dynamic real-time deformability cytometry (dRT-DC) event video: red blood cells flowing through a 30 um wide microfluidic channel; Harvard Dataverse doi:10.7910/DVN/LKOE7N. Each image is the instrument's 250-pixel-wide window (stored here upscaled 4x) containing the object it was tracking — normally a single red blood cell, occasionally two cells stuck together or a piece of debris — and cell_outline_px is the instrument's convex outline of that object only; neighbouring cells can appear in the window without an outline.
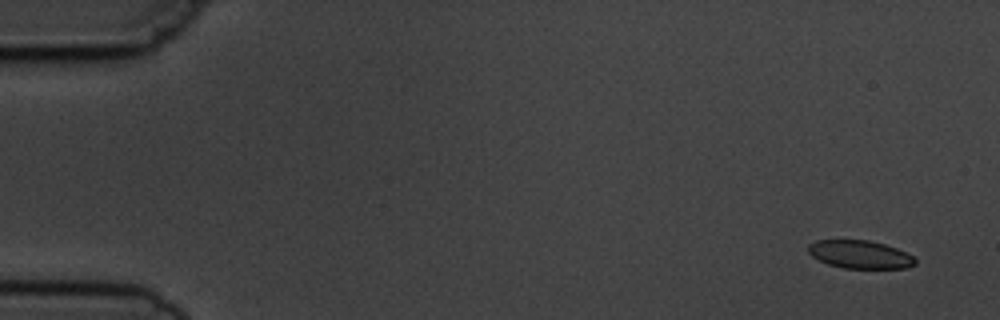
{"species": "common noctule bat (a hibernating species)", "species_latin": "Nyctalus noctula", "temperature_condition": "cold", "stored_images_in_passage": 5, "camera_frame_rate_fps": 3000, "um_per_image_px": 0.085, "animal": {"sex": "male", "body_mass_g": 19.5, "forearm_length_mm": 54.6}, "frame": {"image": 1, "passage_image": 1, "time_ms": 0.0, "image_size_px": [1000, 320], "cell_outline_px": [[916, 264], [908, 268], [844, 268], [828, 264], [812, 256], [808, 252], [808, 244], [816, 240], [868, 240], [884, 244], [896, 248], [912, 256], [916, 260]], "centroid_in_image_um": [73.09, 21.63], "position_along_channel_um": 11.9, "area_um2": 17.4}}